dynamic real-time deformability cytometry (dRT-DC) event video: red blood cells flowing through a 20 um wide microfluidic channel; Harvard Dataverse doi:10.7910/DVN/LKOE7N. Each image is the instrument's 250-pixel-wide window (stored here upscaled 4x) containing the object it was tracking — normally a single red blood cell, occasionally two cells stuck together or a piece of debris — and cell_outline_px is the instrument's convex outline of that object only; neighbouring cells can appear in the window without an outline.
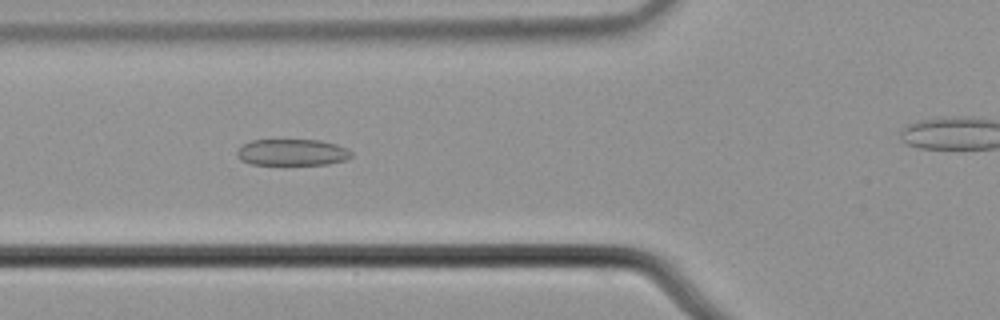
{"species": "common noctule bat (a hibernating species)", "species_latin": "Nyctalus noctula", "temperature_condition": "cold", "stored_images_in_passage": 50, "camera_frame_rate_fps": 3000, "um_per_image_px": 0.085, "animal": {"sex": "male", "body_mass_g": 21.5, "forearm_length_mm": 52.0}, "frame": {"image": 1, "passage_image": 22, "time_ms": 7.0, "image_size_px": [1000, 320], "cell_outline_px": [[352, 156], [344, 160], [328, 164], [252, 164], [240, 160], [236, 156], [236, 152], [244, 144], [252, 140], [320, 140], [336, 144], [348, 148], [352, 152]], "centroid_in_image_um": [24.84, 12.94], "position_along_channel_um": 101.0, "area_um2": 17.57}}
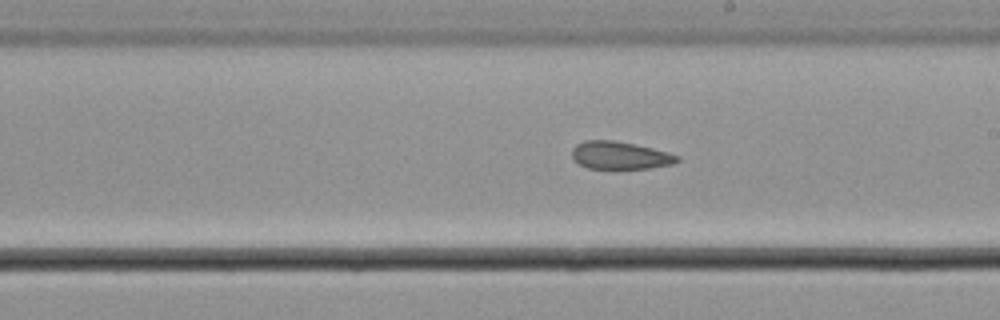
{"frame": {"image": 2, "passage_image": 33, "time_ms": 10.667, "image_size_px": [1000, 320], "cell_outline_px": [[680, 160], [672, 164], [648, 168], [588, 168], [580, 164], [572, 156], [572, 148], [576, 144], [584, 140], [616, 140], [636, 144], [668, 152], [680, 156]], "centroid_in_image_um": [52.71, 13.19], "position_along_channel_um": 236.3, "area_um2": 16.94}}
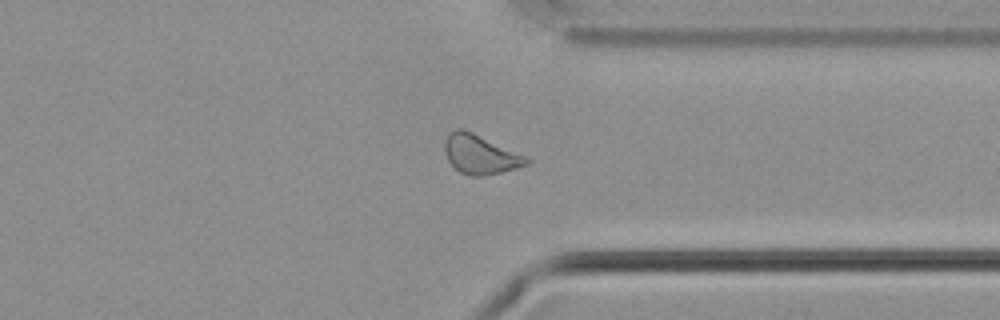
{"frame": {"image": 3, "passage_image": 44, "time_ms": 14.333, "image_size_px": [1000, 320], "cell_outline_px": [[532, 160], [528, 164], [516, 168], [500, 172], [480, 176], [468, 176], [460, 172], [448, 160], [444, 148], [444, 140], [456, 128], [464, 128], [524, 156]], "centroid_in_image_um": [40.79, 13.12], "position_along_channel_um": 370.6, "area_um2": 18.32}, "authors_computed_cell_mechanics": {"area_um2": 18.7272, "velocity_mm_per_s": 3.6887, "shape_relaxation_time_tau1_ms": null, "shape_relaxation_time_tau2_ms": 3.7114, "deformation_change_tau1": null, "deformation_change_tau2": 0.1105}}